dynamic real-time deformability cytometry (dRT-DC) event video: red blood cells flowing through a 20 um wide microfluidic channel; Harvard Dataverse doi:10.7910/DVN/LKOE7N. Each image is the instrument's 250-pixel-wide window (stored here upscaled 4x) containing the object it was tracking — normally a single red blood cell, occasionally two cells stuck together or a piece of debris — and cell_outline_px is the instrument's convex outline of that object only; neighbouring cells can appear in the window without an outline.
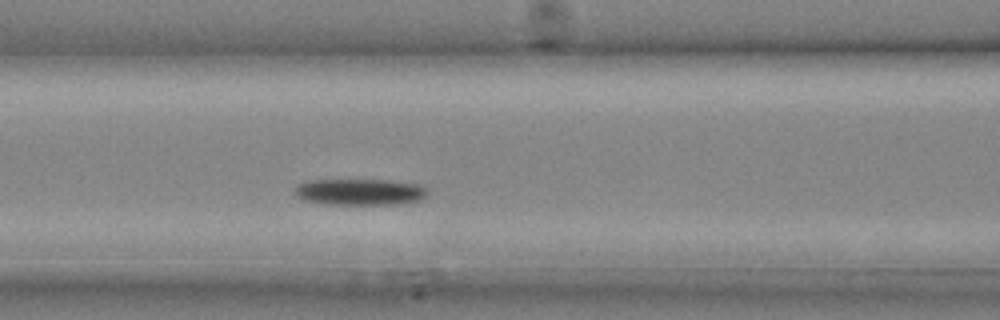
{"species": "common noctule bat (a hibernating species)", "species_latin": "Nyctalus noctula", "temperature_condition": "cold", "stored_images_in_passage": 20, "camera_frame_rate_fps": 3000, "um_per_image_px": 0.085, "animal": {"sex": "male", "body_mass_g": 20.4}, "frame": {"image": 1, "passage_image": 7, "time_ms": 2.0, "image_size_px": [1000, 320], "cell_outline_px": [[428, 196], [420, 200], [400, 204], [328, 204], [304, 200], [296, 196], [296, 188], [300, 184], [308, 180], [388, 180], [416, 184], [428, 188]], "centroid_in_image_um": [30.65, 16.31], "position_along_channel_um": 136.0, "area_um2": 20.35}}
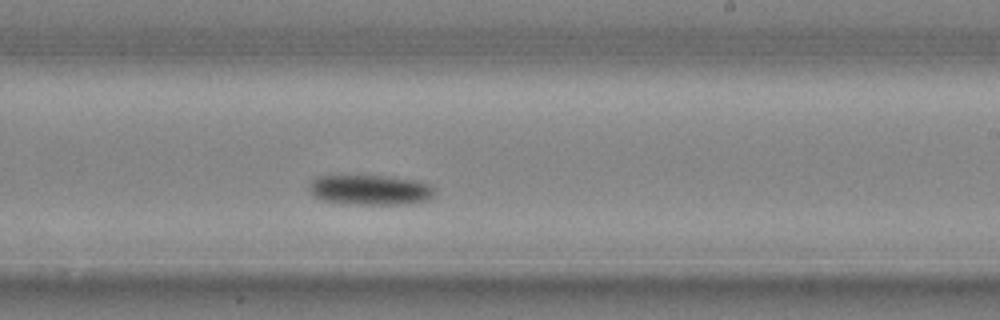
{"frame": {"image": 2, "passage_image": 12, "time_ms": 3.667, "image_size_px": [1000, 320], "cell_outline_px": [[432, 196], [428, 200], [412, 204], [340, 204], [324, 200], [308, 192], [308, 184], [316, 176], [384, 176], [412, 180], [428, 184], [432, 188]], "centroid_in_image_um": [31.39, 16.15], "position_along_channel_um": 257.6, "area_um2": 21.91}}
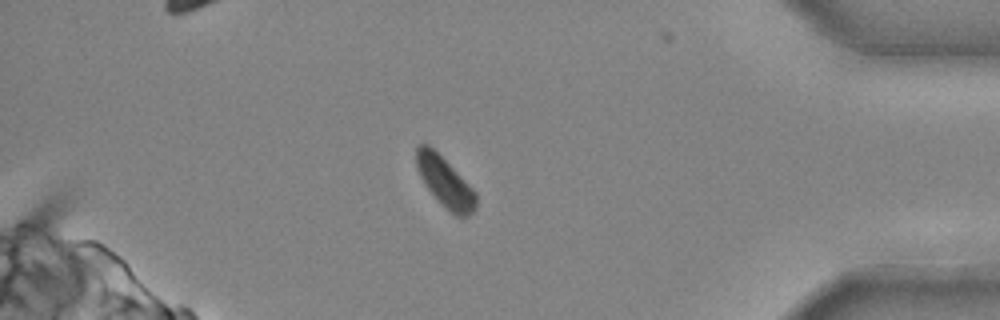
{"frame": {"image": 3, "passage_image": 19, "time_ms": 6.0, "image_size_px": [1000, 320], "cell_outline_px": [[476, 208], [468, 216], [456, 216], [444, 208], [424, 184], [416, 168], [416, 148], [420, 144], [428, 144], [476, 192]], "centroid_in_image_um": [37.81, 15.51], "position_along_channel_um": 397.4, "area_um2": 17.05}}